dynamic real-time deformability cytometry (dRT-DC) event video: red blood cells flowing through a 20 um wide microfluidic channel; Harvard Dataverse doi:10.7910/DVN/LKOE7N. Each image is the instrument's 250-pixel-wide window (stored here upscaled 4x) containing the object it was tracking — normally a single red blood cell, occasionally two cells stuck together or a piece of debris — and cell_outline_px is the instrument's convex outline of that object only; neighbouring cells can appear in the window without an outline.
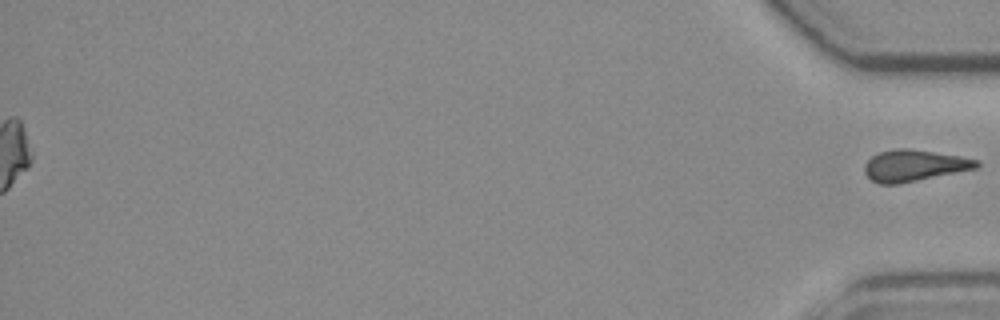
{"species": "common noctule bat (a hibernating species)", "species_latin": "Nyctalus noctula", "temperature_condition": "room temperature", "stored_images_in_passage": 55, "segment_of_instrument_passage": [2, 2], "camera_frame_rate_fps": 3000, "um_per_image_px": 0.085, "animal": {"sex": "female", "body_mass_g": 19.3, "forearm_length_mm": 54.1}, "frame": {"image": 1, "passage_image": 55, "time_ms": 18.0, "image_size_px": [1000, 320], "cell_outline_px": [[980, 164], [976, 168], [900, 184], [876, 184], [864, 172], [864, 164], [872, 156], [880, 152], [896, 148], [908, 148], [960, 156], [980, 160]], "centroid_in_image_um": [77.68, 14.07], "position_along_channel_um": 357.5, "area_um2": 20.52}}